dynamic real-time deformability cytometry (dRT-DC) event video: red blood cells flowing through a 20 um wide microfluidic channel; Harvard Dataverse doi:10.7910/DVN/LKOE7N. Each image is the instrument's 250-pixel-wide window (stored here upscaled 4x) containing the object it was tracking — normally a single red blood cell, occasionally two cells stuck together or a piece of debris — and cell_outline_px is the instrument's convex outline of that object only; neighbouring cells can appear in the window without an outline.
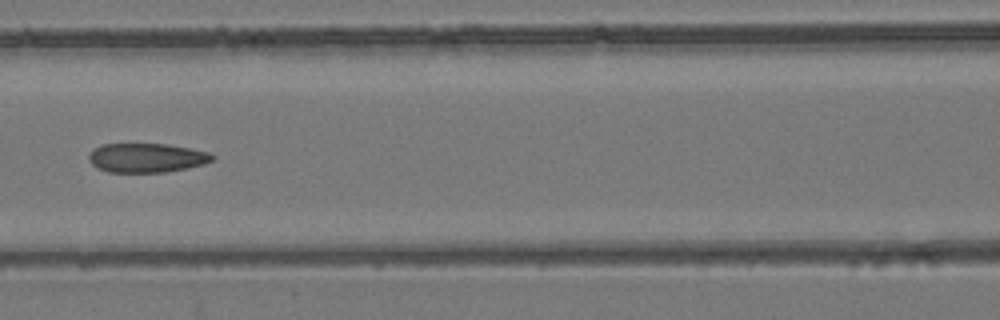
{"species": "common noctule bat (a hibernating species)", "species_latin": "Nyctalus noctula", "temperature_condition": "room temperature", "stored_images_in_passage": 7, "camera_frame_rate_fps": 3000, "um_per_image_px": 0.085, "animal": {"sex": "female", "body_mass_g": 24.6, "forearm_length_mm": 56.2}, "frame": {"image": 1, "passage_image": 7, "time_ms": 2.0, "image_size_px": [1000, 320], "cell_outline_px": [[216, 156], [212, 160], [204, 164], [188, 168], [164, 172], [108, 172], [92, 164], [88, 160], [88, 156], [96, 148], [104, 144], [168, 144], [208, 152]], "centroid_in_image_um": [12.49, 13.42], "position_along_channel_um": 154.1, "area_um2": 20.81}}